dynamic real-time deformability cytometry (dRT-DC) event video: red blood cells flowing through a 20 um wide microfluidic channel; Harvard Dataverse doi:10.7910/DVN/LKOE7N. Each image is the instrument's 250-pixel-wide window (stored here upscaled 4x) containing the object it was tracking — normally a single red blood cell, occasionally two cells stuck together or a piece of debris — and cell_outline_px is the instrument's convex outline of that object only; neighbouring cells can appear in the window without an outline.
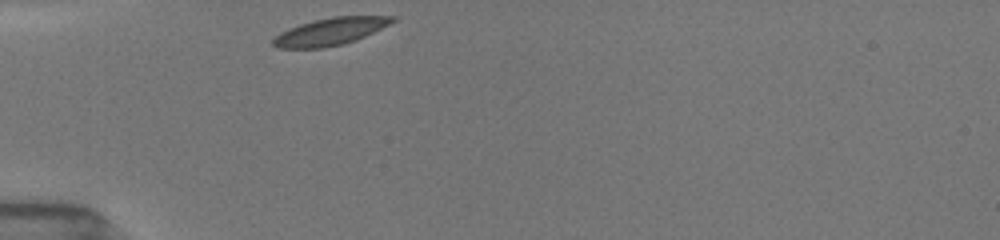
{"species": "common noctule bat (a hibernating species)", "species_latin": "Nyctalus noctula", "temperature_condition": "room temperature", "stored_images_in_passage": 30, "camera_frame_rate_fps": 3000, "um_per_image_px": 0.085, "animal": {"sex": "female", "body_mass_g": 19.5, "forearm_length_mm": 54.1}, "frame": {"image": 1, "passage_image": 1, "time_ms": 0.0, "image_size_px": [1000, 240], "cell_outline_px": [[396, 20], [356, 40], [324, 48], [276, 48], [272, 44], [272, 40], [280, 32], [288, 28], [312, 20], [332, 16], [396, 16]], "centroid_in_image_um": [28.02, 2.67], "position_along_channel_um": 57.0, "area_um2": 18.84}}
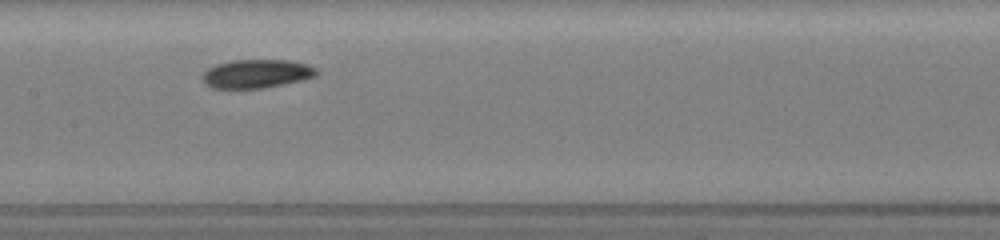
{"frame": {"image": 2, "passage_image": 12, "time_ms": 3.667, "image_size_px": [1000, 240], "cell_outline_px": [[316, 76], [304, 80], [264, 88], [212, 88], [200, 76], [208, 68], [216, 64], [232, 60], [288, 60], [308, 64], [316, 68]], "centroid_in_image_um": [21.82, 6.26], "position_along_channel_um": 185.6, "area_um2": 19.02}}
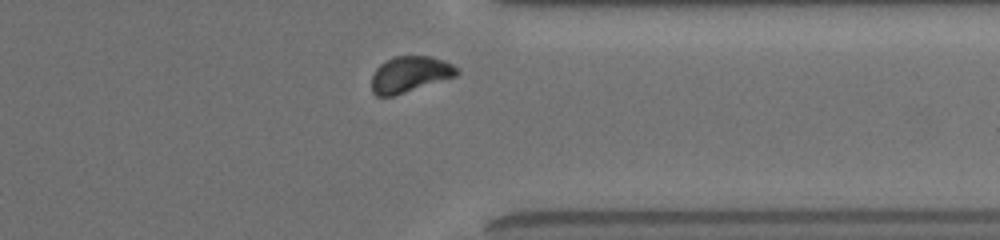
{"frame": {"image": 3, "passage_image": 27, "time_ms": 8.667, "image_size_px": [1000, 240], "cell_outline_px": [[460, 72], [456, 76], [392, 96], [376, 96], [372, 92], [372, 76], [376, 68], [380, 64], [392, 56], [432, 56], [444, 60], [452, 64]], "centroid_in_image_um": [34.82, 6.3], "position_along_channel_um": 376.6, "area_um2": 17.8}, "authors_computed_cell_mechanics": {"area_um2": 18.8139, "velocity_mm_per_s": 3.8411, "shape_relaxation_time_tau1_ms": 2.9063, "shape_relaxation_time_tau2_ms": 7.6827, "deformation_change_tau1": 0.0951, "deformation_change_tau2": 0.089}}